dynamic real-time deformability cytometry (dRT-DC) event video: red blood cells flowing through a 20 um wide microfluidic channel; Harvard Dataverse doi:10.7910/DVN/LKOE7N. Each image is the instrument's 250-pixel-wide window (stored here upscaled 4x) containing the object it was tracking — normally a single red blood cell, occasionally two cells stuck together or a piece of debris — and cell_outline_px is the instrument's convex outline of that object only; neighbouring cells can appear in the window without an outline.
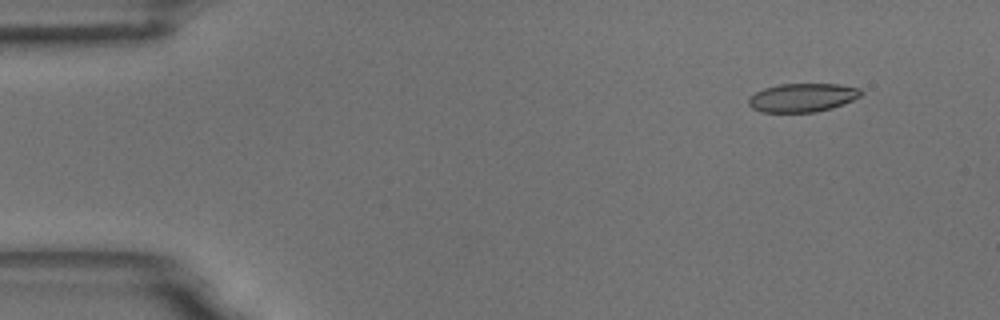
{"species": "common noctule bat (a hibernating species)", "species_latin": "Nyctalus noctula", "temperature_condition": "room temperature", "stored_images_in_passage": 33, "camera_frame_rate_fps": 3000, "um_per_image_px": 0.085, "animal": {"sex": "male", "body_mass_g": 18.8}, "frame": {"image": 1, "passage_image": 1, "time_ms": 0.0, "image_size_px": [1000, 320], "cell_outline_px": [[864, 92], [860, 96], [852, 100], [832, 108], [816, 112], [764, 112], [752, 108], [748, 104], [748, 100], [756, 92], [764, 88], [780, 84], [840, 84], [860, 88]], "centroid_in_image_um": [68.23, 8.29], "position_along_channel_um": 16.8, "area_um2": 18.67}}
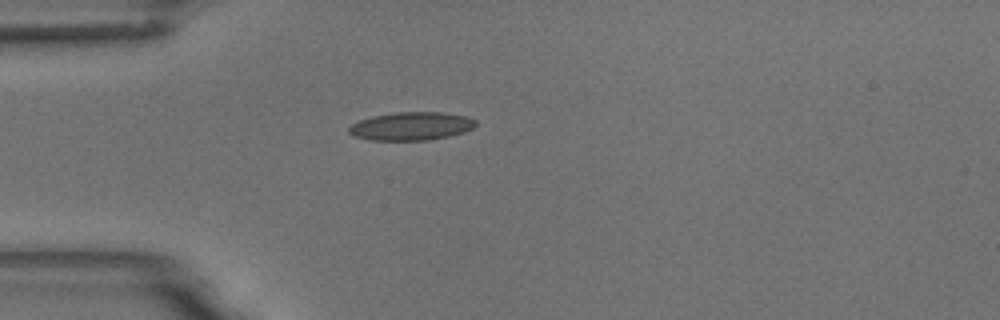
{"frame": {"image": 2, "passage_image": 11, "time_ms": 3.333, "image_size_px": [1000, 320], "cell_outline_px": [[476, 124], [472, 128], [464, 132], [448, 136], [428, 140], [372, 140], [352, 136], [348, 132], [348, 128], [352, 124], [360, 120], [372, 116], [396, 112], [440, 112], [464, 116], [476, 120]], "centroid_in_image_um": [34.92, 10.72], "position_along_channel_um": 50.1, "area_um2": 20.75}}
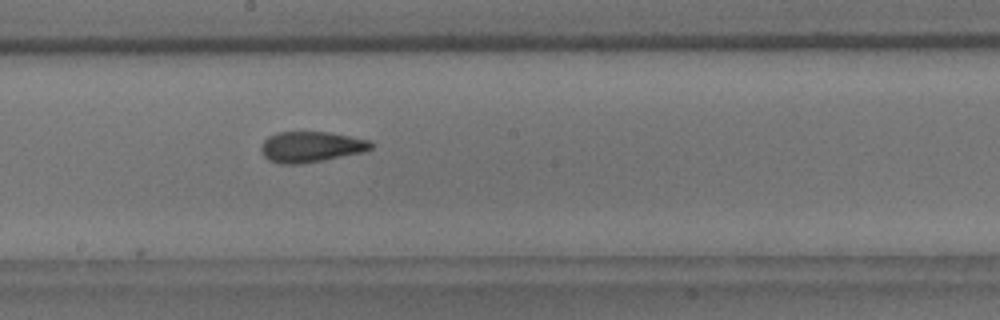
{"frame": {"image": 3, "passage_image": 26, "time_ms": 8.333, "image_size_px": [1000, 320], "cell_outline_px": [[376, 144], [372, 148], [364, 152], [324, 160], [300, 164], [280, 164], [268, 160], [264, 156], [260, 148], [264, 140], [268, 136], [276, 132], [328, 132], [368, 140]], "centroid_in_image_um": [26.43, 12.49], "position_along_channel_um": 221.8, "area_um2": 19.77}}